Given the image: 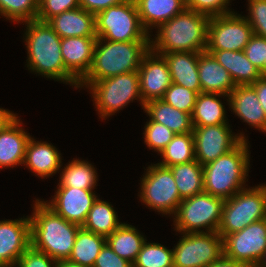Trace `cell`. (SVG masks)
<instances>
[{
	"instance_id": "44dd1931",
	"label": "cell",
	"mask_w": 266,
	"mask_h": 267,
	"mask_svg": "<svg viewBox=\"0 0 266 267\" xmlns=\"http://www.w3.org/2000/svg\"><path fill=\"white\" fill-rule=\"evenodd\" d=\"M61 153L48 142L29 139L23 165L29 168L36 176L47 178L62 169Z\"/></svg>"
},
{
	"instance_id": "f1b7e54d",
	"label": "cell",
	"mask_w": 266,
	"mask_h": 267,
	"mask_svg": "<svg viewBox=\"0 0 266 267\" xmlns=\"http://www.w3.org/2000/svg\"><path fill=\"white\" fill-rule=\"evenodd\" d=\"M147 241L135 226L122 223L110 236L106 243L120 257L129 261L132 265L141 251L143 243Z\"/></svg>"
},
{
	"instance_id": "8fae6325",
	"label": "cell",
	"mask_w": 266,
	"mask_h": 267,
	"mask_svg": "<svg viewBox=\"0 0 266 267\" xmlns=\"http://www.w3.org/2000/svg\"><path fill=\"white\" fill-rule=\"evenodd\" d=\"M173 250L174 267H208L224 255L217 232L183 233Z\"/></svg>"
},
{
	"instance_id": "8992f818",
	"label": "cell",
	"mask_w": 266,
	"mask_h": 267,
	"mask_svg": "<svg viewBox=\"0 0 266 267\" xmlns=\"http://www.w3.org/2000/svg\"><path fill=\"white\" fill-rule=\"evenodd\" d=\"M262 219H266V184L246 187L224 201L217 233L224 238Z\"/></svg>"
},
{
	"instance_id": "f6af8a7d",
	"label": "cell",
	"mask_w": 266,
	"mask_h": 267,
	"mask_svg": "<svg viewBox=\"0 0 266 267\" xmlns=\"http://www.w3.org/2000/svg\"><path fill=\"white\" fill-rule=\"evenodd\" d=\"M125 0H79L80 7L96 15L97 13L124 2Z\"/></svg>"
},
{
	"instance_id": "30bf717a",
	"label": "cell",
	"mask_w": 266,
	"mask_h": 267,
	"mask_svg": "<svg viewBox=\"0 0 266 267\" xmlns=\"http://www.w3.org/2000/svg\"><path fill=\"white\" fill-rule=\"evenodd\" d=\"M146 169L138 195L141 202L162 215H175L182 199L171 170L157 163Z\"/></svg>"
},
{
	"instance_id": "cb8c5ba5",
	"label": "cell",
	"mask_w": 266,
	"mask_h": 267,
	"mask_svg": "<svg viewBox=\"0 0 266 267\" xmlns=\"http://www.w3.org/2000/svg\"><path fill=\"white\" fill-rule=\"evenodd\" d=\"M156 54L162 55L167 61L172 83L193 90L198 94L201 92L198 75V57L200 53L171 52Z\"/></svg>"
},
{
	"instance_id": "b9f144b4",
	"label": "cell",
	"mask_w": 266,
	"mask_h": 267,
	"mask_svg": "<svg viewBox=\"0 0 266 267\" xmlns=\"http://www.w3.org/2000/svg\"><path fill=\"white\" fill-rule=\"evenodd\" d=\"M244 52L247 59L261 72L264 77V63L266 60V38L253 34Z\"/></svg>"
},
{
	"instance_id": "f5cc1de1",
	"label": "cell",
	"mask_w": 266,
	"mask_h": 267,
	"mask_svg": "<svg viewBox=\"0 0 266 267\" xmlns=\"http://www.w3.org/2000/svg\"><path fill=\"white\" fill-rule=\"evenodd\" d=\"M127 1L135 3V2H137L138 0H127Z\"/></svg>"
},
{
	"instance_id": "9c48e42d",
	"label": "cell",
	"mask_w": 266,
	"mask_h": 267,
	"mask_svg": "<svg viewBox=\"0 0 266 267\" xmlns=\"http://www.w3.org/2000/svg\"><path fill=\"white\" fill-rule=\"evenodd\" d=\"M88 88L95 101L96 111L102 120L119 112L133 100H139L144 109L138 72H129L95 81Z\"/></svg>"
},
{
	"instance_id": "c3c4849f",
	"label": "cell",
	"mask_w": 266,
	"mask_h": 267,
	"mask_svg": "<svg viewBox=\"0 0 266 267\" xmlns=\"http://www.w3.org/2000/svg\"><path fill=\"white\" fill-rule=\"evenodd\" d=\"M18 115L15 113L0 108V132L9 124L11 123Z\"/></svg>"
},
{
	"instance_id": "74e56055",
	"label": "cell",
	"mask_w": 266,
	"mask_h": 267,
	"mask_svg": "<svg viewBox=\"0 0 266 267\" xmlns=\"http://www.w3.org/2000/svg\"><path fill=\"white\" fill-rule=\"evenodd\" d=\"M198 93L178 84L172 83L162 100L174 108L192 114Z\"/></svg>"
},
{
	"instance_id": "9a60e30c",
	"label": "cell",
	"mask_w": 266,
	"mask_h": 267,
	"mask_svg": "<svg viewBox=\"0 0 266 267\" xmlns=\"http://www.w3.org/2000/svg\"><path fill=\"white\" fill-rule=\"evenodd\" d=\"M137 72L144 104L151 100L162 99L172 84L167 61L162 55L151 50L142 57Z\"/></svg>"
},
{
	"instance_id": "bcb514c9",
	"label": "cell",
	"mask_w": 266,
	"mask_h": 267,
	"mask_svg": "<svg viewBox=\"0 0 266 267\" xmlns=\"http://www.w3.org/2000/svg\"><path fill=\"white\" fill-rule=\"evenodd\" d=\"M251 86L255 89L259 103L266 115V77L259 78L255 83L251 84Z\"/></svg>"
},
{
	"instance_id": "7402d4cb",
	"label": "cell",
	"mask_w": 266,
	"mask_h": 267,
	"mask_svg": "<svg viewBox=\"0 0 266 267\" xmlns=\"http://www.w3.org/2000/svg\"><path fill=\"white\" fill-rule=\"evenodd\" d=\"M47 23L61 37H97L95 15L79 7L49 19Z\"/></svg>"
},
{
	"instance_id": "8d00e7d4",
	"label": "cell",
	"mask_w": 266,
	"mask_h": 267,
	"mask_svg": "<svg viewBox=\"0 0 266 267\" xmlns=\"http://www.w3.org/2000/svg\"><path fill=\"white\" fill-rule=\"evenodd\" d=\"M144 127V143L149 149H153L158 154L169 144L176 133L171 131L165 125L154 122L151 119Z\"/></svg>"
},
{
	"instance_id": "4316f807",
	"label": "cell",
	"mask_w": 266,
	"mask_h": 267,
	"mask_svg": "<svg viewBox=\"0 0 266 267\" xmlns=\"http://www.w3.org/2000/svg\"><path fill=\"white\" fill-rule=\"evenodd\" d=\"M144 111L149 119L165 125L176 134H185L194 129L191 114L174 108L162 99L148 101Z\"/></svg>"
},
{
	"instance_id": "ab89813d",
	"label": "cell",
	"mask_w": 266,
	"mask_h": 267,
	"mask_svg": "<svg viewBox=\"0 0 266 267\" xmlns=\"http://www.w3.org/2000/svg\"><path fill=\"white\" fill-rule=\"evenodd\" d=\"M186 8L209 17L234 13L228 8L230 0H185Z\"/></svg>"
},
{
	"instance_id": "3957f363",
	"label": "cell",
	"mask_w": 266,
	"mask_h": 267,
	"mask_svg": "<svg viewBox=\"0 0 266 267\" xmlns=\"http://www.w3.org/2000/svg\"><path fill=\"white\" fill-rule=\"evenodd\" d=\"M209 18L185 8L157 27V37L149 39L150 50L154 53L205 52Z\"/></svg>"
},
{
	"instance_id": "5b68a950",
	"label": "cell",
	"mask_w": 266,
	"mask_h": 267,
	"mask_svg": "<svg viewBox=\"0 0 266 267\" xmlns=\"http://www.w3.org/2000/svg\"><path fill=\"white\" fill-rule=\"evenodd\" d=\"M248 140H242L234 149L203 165L204 192L229 199L247 185L250 165Z\"/></svg>"
},
{
	"instance_id": "ac0fdd59",
	"label": "cell",
	"mask_w": 266,
	"mask_h": 267,
	"mask_svg": "<svg viewBox=\"0 0 266 267\" xmlns=\"http://www.w3.org/2000/svg\"><path fill=\"white\" fill-rule=\"evenodd\" d=\"M97 37H67L61 40L65 69L80 82L90 71Z\"/></svg>"
},
{
	"instance_id": "6da1fadb",
	"label": "cell",
	"mask_w": 266,
	"mask_h": 267,
	"mask_svg": "<svg viewBox=\"0 0 266 267\" xmlns=\"http://www.w3.org/2000/svg\"><path fill=\"white\" fill-rule=\"evenodd\" d=\"M26 23V24H25ZM27 67L32 72L78 88L79 82L65 69L61 55L62 38L44 21L24 22Z\"/></svg>"
},
{
	"instance_id": "e0dca14e",
	"label": "cell",
	"mask_w": 266,
	"mask_h": 267,
	"mask_svg": "<svg viewBox=\"0 0 266 267\" xmlns=\"http://www.w3.org/2000/svg\"><path fill=\"white\" fill-rule=\"evenodd\" d=\"M31 246L30 218L0 221V267L16 266Z\"/></svg>"
},
{
	"instance_id": "681fc988",
	"label": "cell",
	"mask_w": 266,
	"mask_h": 267,
	"mask_svg": "<svg viewBox=\"0 0 266 267\" xmlns=\"http://www.w3.org/2000/svg\"><path fill=\"white\" fill-rule=\"evenodd\" d=\"M57 267H86V266L70 262L69 260H60L57 261Z\"/></svg>"
},
{
	"instance_id": "2e32d148",
	"label": "cell",
	"mask_w": 266,
	"mask_h": 267,
	"mask_svg": "<svg viewBox=\"0 0 266 267\" xmlns=\"http://www.w3.org/2000/svg\"><path fill=\"white\" fill-rule=\"evenodd\" d=\"M94 189L58 187L51 201H44L58 215L82 227L88 212L97 200Z\"/></svg>"
},
{
	"instance_id": "7c38bea8",
	"label": "cell",
	"mask_w": 266,
	"mask_h": 267,
	"mask_svg": "<svg viewBox=\"0 0 266 267\" xmlns=\"http://www.w3.org/2000/svg\"><path fill=\"white\" fill-rule=\"evenodd\" d=\"M224 256L257 267L266 252V219L249 224L223 238Z\"/></svg>"
},
{
	"instance_id": "f35d334b",
	"label": "cell",
	"mask_w": 266,
	"mask_h": 267,
	"mask_svg": "<svg viewBox=\"0 0 266 267\" xmlns=\"http://www.w3.org/2000/svg\"><path fill=\"white\" fill-rule=\"evenodd\" d=\"M79 0H39L37 18L47 22L67 10L79 8Z\"/></svg>"
},
{
	"instance_id": "7a4b0ae2",
	"label": "cell",
	"mask_w": 266,
	"mask_h": 267,
	"mask_svg": "<svg viewBox=\"0 0 266 267\" xmlns=\"http://www.w3.org/2000/svg\"><path fill=\"white\" fill-rule=\"evenodd\" d=\"M35 200L29 216L31 246L56 261L67 260L81 226L62 218L44 201Z\"/></svg>"
},
{
	"instance_id": "277c9868",
	"label": "cell",
	"mask_w": 266,
	"mask_h": 267,
	"mask_svg": "<svg viewBox=\"0 0 266 267\" xmlns=\"http://www.w3.org/2000/svg\"><path fill=\"white\" fill-rule=\"evenodd\" d=\"M149 50V41L113 42L97 38L92 66L78 88H88L95 81L137 72L142 57Z\"/></svg>"
},
{
	"instance_id": "d590c367",
	"label": "cell",
	"mask_w": 266,
	"mask_h": 267,
	"mask_svg": "<svg viewBox=\"0 0 266 267\" xmlns=\"http://www.w3.org/2000/svg\"><path fill=\"white\" fill-rule=\"evenodd\" d=\"M39 0H0V15L23 23L37 18Z\"/></svg>"
},
{
	"instance_id": "1f68e13d",
	"label": "cell",
	"mask_w": 266,
	"mask_h": 267,
	"mask_svg": "<svg viewBox=\"0 0 266 267\" xmlns=\"http://www.w3.org/2000/svg\"><path fill=\"white\" fill-rule=\"evenodd\" d=\"M105 244V237L84 230L81 227L77 232L75 244L67 260L82 266L93 267L99 252Z\"/></svg>"
},
{
	"instance_id": "4fadbf2b",
	"label": "cell",
	"mask_w": 266,
	"mask_h": 267,
	"mask_svg": "<svg viewBox=\"0 0 266 267\" xmlns=\"http://www.w3.org/2000/svg\"><path fill=\"white\" fill-rule=\"evenodd\" d=\"M248 21L237 13L209 18L206 50L241 51L253 35Z\"/></svg>"
},
{
	"instance_id": "603a6c76",
	"label": "cell",
	"mask_w": 266,
	"mask_h": 267,
	"mask_svg": "<svg viewBox=\"0 0 266 267\" xmlns=\"http://www.w3.org/2000/svg\"><path fill=\"white\" fill-rule=\"evenodd\" d=\"M198 75L203 93L229 96L236 87L229 72L206 51L199 54Z\"/></svg>"
},
{
	"instance_id": "f907efd6",
	"label": "cell",
	"mask_w": 266,
	"mask_h": 267,
	"mask_svg": "<svg viewBox=\"0 0 266 267\" xmlns=\"http://www.w3.org/2000/svg\"><path fill=\"white\" fill-rule=\"evenodd\" d=\"M257 267H266V252Z\"/></svg>"
},
{
	"instance_id": "52a82bcc",
	"label": "cell",
	"mask_w": 266,
	"mask_h": 267,
	"mask_svg": "<svg viewBox=\"0 0 266 267\" xmlns=\"http://www.w3.org/2000/svg\"><path fill=\"white\" fill-rule=\"evenodd\" d=\"M97 38L113 42L150 41L136 4L125 0L95 15Z\"/></svg>"
},
{
	"instance_id": "e575fe53",
	"label": "cell",
	"mask_w": 266,
	"mask_h": 267,
	"mask_svg": "<svg viewBox=\"0 0 266 267\" xmlns=\"http://www.w3.org/2000/svg\"><path fill=\"white\" fill-rule=\"evenodd\" d=\"M160 243H143L133 267H174L173 250Z\"/></svg>"
},
{
	"instance_id": "816d5d0a",
	"label": "cell",
	"mask_w": 266,
	"mask_h": 267,
	"mask_svg": "<svg viewBox=\"0 0 266 267\" xmlns=\"http://www.w3.org/2000/svg\"><path fill=\"white\" fill-rule=\"evenodd\" d=\"M264 77H266V60H265V63H264Z\"/></svg>"
},
{
	"instance_id": "83f0119b",
	"label": "cell",
	"mask_w": 266,
	"mask_h": 267,
	"mask_svg": "<svg viewBox=\"0 0 266 267\" xmlns=\"http://www.w3.org/2000/svg\"><path fill=\"white\" fill-rule=\"evenodd\" d=\"M223 96L228 97L227 95L217 93L200 92L198 94L191 114L193 127L229 124L227 122L225 106L219 100Z\"/></svg>"
},
{
	"instance_id": "7bdbcfd3",
	"label": "cell",
	"mask_w": 266,
	"mask_h": 267,
	"mask_svg": "<svg viewBox=\"0 0 266 267\" xmlns=\"http://www.w3.org/2000/svg\"><path fill=\"white\" fill-rule=\"evenodd\" d=\"M17 267H57V261L30 246L18 259Z\"/></svg>"
},
{
	"instance_id": "4dcf8cb0",
	"label": "cell",
	"mask_w": 266,
	"mask_h": 267,
	"mask_svg": "<svg viewBox=\"0 0 266 267\" xmlns=\"http://www.w3.org/2000/svg\"><path fill=\"white\" fill-rule=\"evenodd\" d=\"M119 222L117 212L112 204L102 201L98 197L88 212L82 228L107 238L122 224Z\"/></svg>"
},
{
	"instance_id": "ee69618b",
	"label": "cell",
	"mask_w": 266,
	"mask_h": 267,
	"mask_svg": "<svg viewBox=\"0 0 266 267\" xmlns=\"http://www.w3.org/2000/svg\"><path fill=\"white\" fill-rule=\"evenodd\" d=\"M93 267H133V265L118 256L106 243L99 252Z\"/></svg>"
},
{
	"instance_id": "ba28073f",
	"label": "cell",
	"mask_w": 266,
	"mask_h": 267,
	"mask_svg": "<svg viewBox=\"0 0 266 267\" xmlns=\"http://www.w3.org/2000/svg\"><path fill=\"white\" fill-rule=\"evenodd\" d=\"M224 201L205 192L183 199L172 217H175L174 230L179 234L217 232ZM200 228H205V231Z\"/></svg>"
},
{
	"instance_id": "d6a6232c",
	"label": "cell",
	"mask_w": 266,
	"mask_h": 267,
	"mask_svg": "<svg viewBox=\"0 0 266 267\" xmlns=\"http://www.w3.org/2000/svg\"><path fill=\"white\" fill-rule=\"evenodd\" d=\"M97 176L94 166L88 161L74 159L62 169L57 187L95 189Z\"/></svg>"
},
{
	"instance_id": "484cf974",
	"label": "cell",
	"mask_w": 266,
	"mask_h": 267,
	"mask_svg": "<svg viewBox=\"0 0 266 267\" xmlns=\"http://www.w3.org/2000/svg\"><path fill=\"white\" fill-rule=\"evenodd\" d=\"M143 28L149 33L185 8V0H138L135 2ZM151 28V29H150Z\"/></svg>"
},
{
	"instance_id": "d6986e66",
	"label": "cell",
	"mask_w": 266,
	"mask_h": 267,
	"mask_svg": "<svg viewBox=\"0 0 266 267\" xmlns=\"http://www.w3.org/2000/svg\"><path fill=\"white\" fill-rule=\"evenodd\" d=\"M226 100L240 120L266 133V115L251 85H236Z\"/></svg>"
},
{
	"instance_id": "d4e9b609",
	"label": "cell",
	"mask_w": 266,
	"mask_h": 267,
	"mask_svg": "<svg viewBox=\"0 0 266 267\" xmlns=\"http://www.w3.org/2000/svg\"><path fill=\"white\" fill-rule=\"evenodd\" d=\"M230 74L235 85H251L262 77L261 72L247 59L244 50H206Z\"/></svg>"
},
{
	"instance_id": "60d3db41",
	"label": "cell",
	"mask_w": 266,
	"mask_h": 267,
	"mask_svg": "<svg viewBox=\"0 0 266 267\" xmlns=\"http://www.w3.org/2000/svg\"><path fill=\"white\" fill-rule=\"evenodd\" d=\"M248 15L244 17L253 33L266 38V0H248Z\"/></svg>"
},
{
	"instance_id": "5bb4252c",
	"label": "cell",
	"mask_w": 266,
	"mask_h": 267,
	"mask_svg": "<svg viewBox=\"0 0 266 267\" xmlns=\"http://www.w3.org/2000/svg\"><path fill=\"white\" fill-rule=\"evenodd\" d=\"M195 159L205 165L234 149L246 136L232 132L230 125L218 124L194 127Z\"/></svg>"
},
{
	"instance_id": "836d02e7",
	"label": "cell",
	"mask_w": 266,
	"mask_h": 267,
	"mask_svg": "<svg viewBox=\"0 0 266 267\" xmlns=\"http://www.w3.org/2000/svg\"><path fill=\"white\" fill-rule=\"evenodd\" d=\"M160 156L163 159L157 164L163 167H170L195 160L193 132L176 134L160 152Z\"/></svg>"
},
{
	"instance_id": "ffe728a7",
	"label": "cell",
	"mask_w": 266,
	"mask_h": 267,
	"mask_svg": "<svg viewBox=\"0 0 266 267\" xmlns=\"http://www.w3.org/2000/svg\"><path fill=\"white\" fill-rule=\"evenodd\" d=\"M17 116L0 132V168H13L24 163L26 146L30 136L22 128Z\"/></svg>"
},
{
	"instance_id": "f546056e",
	"label": "cell",
	"mask_w": 266,
	"mask_h": 267,
	"mask_svg": "<svg viewBox=\"0 0 266 267\" xmlns=\"http://www.w3.org/2000/svg\"><path fill=\"white\" fill-rule=\"evenodd\" d=\"M168 168L173 174L182 200L204 192L203 165L196 159Z\"/></svg>"
},
{
	"instance_id": "7dc6e473",
	"label": "cell",
	"mask_w": 266,
	"mask_h": 267,
	"mask_svg": "<svg viewBox=\"0 0 266 267\" xmlns=\"http://www.w3.org/2000/svg\"><path fill=\"white\" fill-rule=\"evenodd\" d=\"M208 267H249V266L244 263L234 261L233 259L227 258L226 256L223 255L219 260H217Z\"/></svg>"
}]
</instances>
